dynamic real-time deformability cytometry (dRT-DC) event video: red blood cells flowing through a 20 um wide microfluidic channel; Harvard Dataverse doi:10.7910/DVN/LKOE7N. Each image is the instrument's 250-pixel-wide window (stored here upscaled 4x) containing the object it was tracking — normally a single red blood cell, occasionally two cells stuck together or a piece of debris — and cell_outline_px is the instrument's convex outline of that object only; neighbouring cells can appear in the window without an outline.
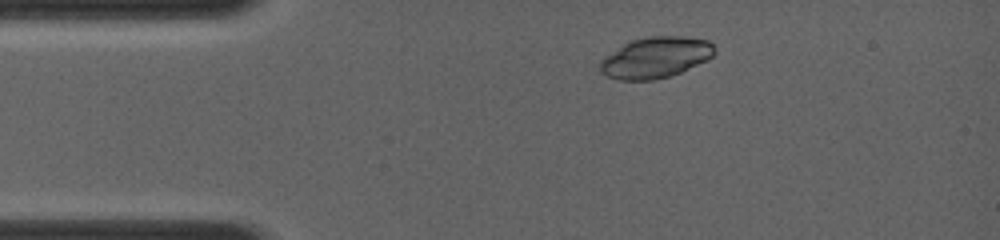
{"species": "common noctule bat (a hibernating species)", "species_latin": "Nyctalus noctula", "temperature_condition": "room temperature", "stored_images_in_passage": 10, "camera_frame_rate_fps": 4000, "um_per_image_px": 0.085, "animal": {"sex": "female", "body_mass_g": 19.0, "forearm_length_mm": 56.7}, "frame": {"image": 1, "passage_image": 1, "time_ms": 0.0, "image_size_px": [1000, 240], "cell_outline_px": [[716, 52], [712, 56], [680, 72], [668, 76], [652, 80], [620, 80], [608, 76], [600, 72], [600, 60], [604, 56], [628, 40], [652, 36], [684, 36], [708, 40], [716, 48]], "centroid_in_image_um": [55.68, 4.87], "position_along_channel_um": 29.3, "area_um2": 27.28}}
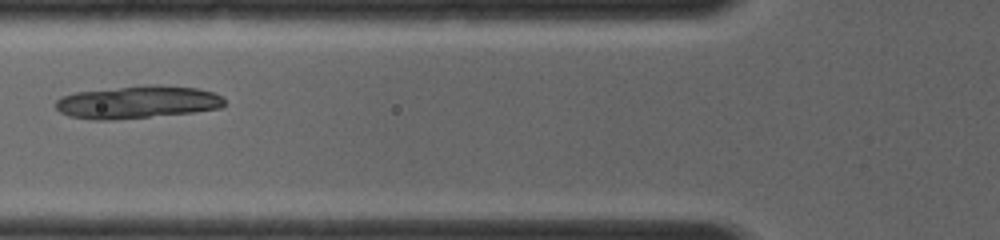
{"frame": {"image": 2, "passage_image": 7, "time_ms": 2.75, "image_size_px": [1000, 240], "cell_outline_px": [[224, 104], [220, 108], [192, 112], [112, 120], [92, 120], [68, 116], [60, 112], [56, 108], [56, 100], [60, 96], [76, 92], [152, 84], [156, 84], [196, 88], [212, 92], [220, 96], [224, 100]], "centroid_in_image_um": [11.63, 8.68], "position_along_channel_um": 114.2, "area_um2": 31.96}}
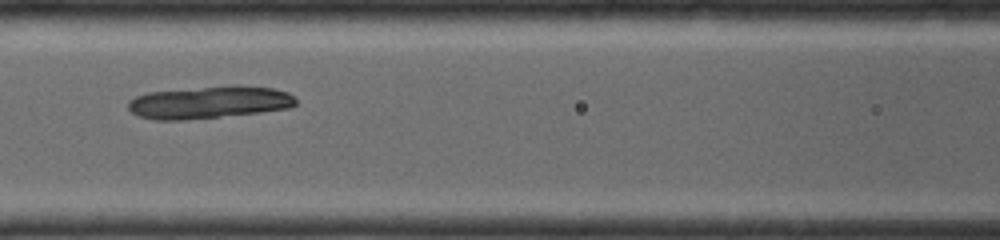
{"frame": {"image": 3, "passage_image": 9, "time_ms": 3.5, "image_size_px": [1000, 240], "cell_outline_px": [[296, 104], [288, 108], [260, 112], [184, 120], [152, 120], [136, 116], [128, 108], [128, 100], [136, 96], [148, 92], [236, 84], [272, 88], [288, 92], [296, 100]], "centroid_in_image_um": [17.75, 8.69], "position_along_channel_um": 148.9, "area_um2": 31.85}}